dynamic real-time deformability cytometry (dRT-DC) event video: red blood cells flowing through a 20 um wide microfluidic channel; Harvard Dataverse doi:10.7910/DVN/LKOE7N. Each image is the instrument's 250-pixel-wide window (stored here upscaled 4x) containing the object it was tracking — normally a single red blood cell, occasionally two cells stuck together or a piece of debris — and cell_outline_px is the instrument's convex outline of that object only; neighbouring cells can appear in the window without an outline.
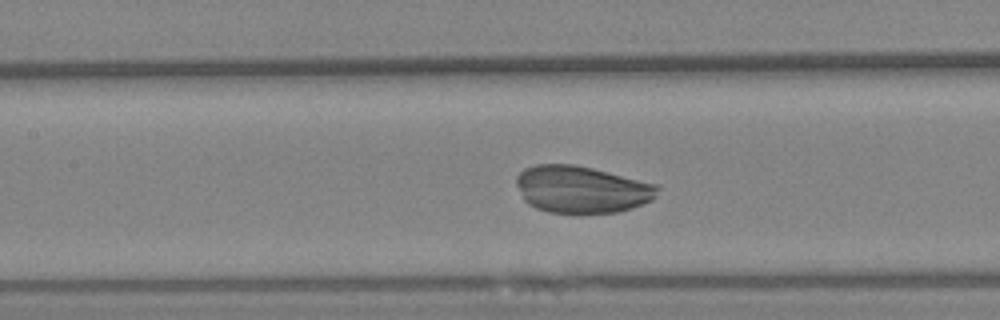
{"species": "Egyptian fruit bat (a non-hibernating species)", "species_latin": "Rousettus aegyptiacus", "temperature_condition": "warm", "stored_images_in_passage": 60, "camera_frame_rate_fps": 3000, "um_per_image_px": 0.085, "animal": {"sex": "female"}, "frame": {"image": 1, "passage_image": 33, "time_ms": 10.667, "image_size_px": [1000, 320], "cell_outline_px": [[660, 188], [652, 200], [632, 208], [616, 212], [548, 212], [536, 208], [528, 204], [524, 200], [516, 184], [516, 176], [524, 168], [536, 164], [572, 164], [592, 168], [656, 184]], "centroid_in_image_um": [49.4, 16.08], "position_along_channel_um": 158.0, "area_um2": 38.44}}
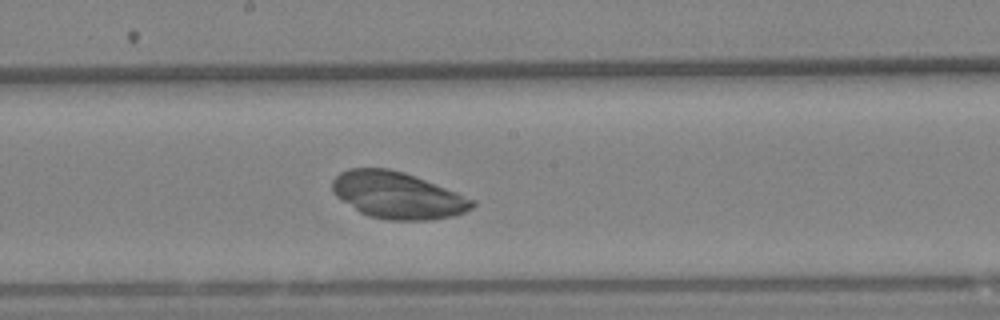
{"frame": {"image": 2, "passage_image": 39, "time_ms": 12.667, "image_size_px": [1000, 320], "cell_outline_px": [[476, 204], [472, 208], [456, 216], [432, 220], [384, 220], [368, 216], [360, 212], [336, 196], [332, 192], [332, 180], [340, 172], [348, 168], [388, 168], [404, 172], [456, 192], [476, 200]], "centroid_in_image_um": [33.79, 16.61], "position_along_channel_um": 214.4, "area_um2": 38.21}}